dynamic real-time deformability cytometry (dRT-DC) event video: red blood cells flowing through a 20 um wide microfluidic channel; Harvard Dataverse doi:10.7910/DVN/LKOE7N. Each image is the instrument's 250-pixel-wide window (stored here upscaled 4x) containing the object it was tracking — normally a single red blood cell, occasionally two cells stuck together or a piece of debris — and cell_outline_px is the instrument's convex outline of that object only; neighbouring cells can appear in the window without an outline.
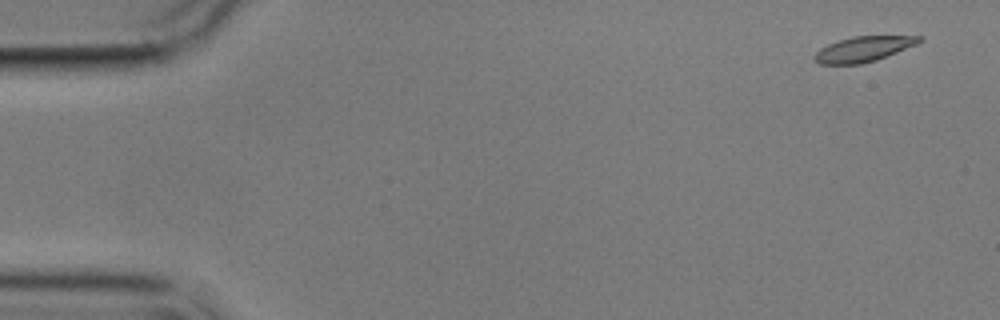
{"species": "common noctule bat (a hibernating species)", "species_latin": "Nyctalus noctula", "temperature_condition": "cold", "stored_images_in_passage": 5, "camera_frame_rate_fps": 3000, "um_per_image_px": 0.085, "animal": {"sex": "male", "body_mass_g": 17.9}, "frame": {"image": 1, "passage_image": 1, "time_ms": 0.0, "image_size_px": [1000, 320], "cell_outline_px": [[924, 40], [916, 44], [876, 60], [860, 64], [820, 64], [812, 60], [812, 56], [820, 48], [828, 44], [852, 36], [924, 36]], "centroid_in_image_um": [73.35, 4.17], "position_along_channel_um": 11.6, "area_um2": 15.37}}
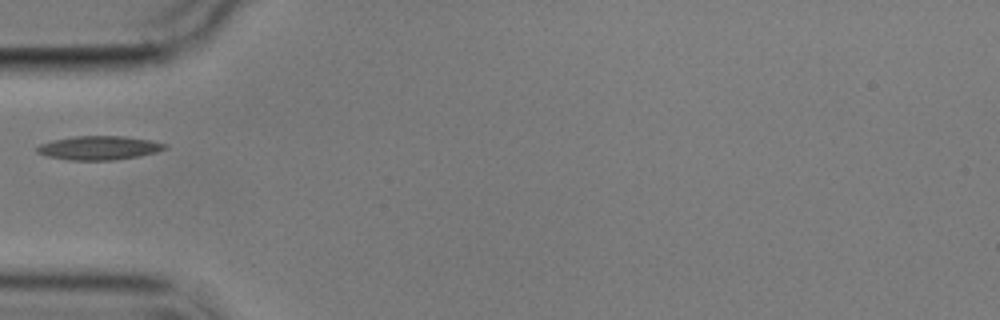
{"frame": {"image": 2, "passage_image": 5, "time_ms": 5.333, "image_size_px": [1000, 320], "cell_outline_px": [[168, 148], [156, 152], [140, 156], [112, 160], [68, 160], [48, 156], [36, 152], [36, 148], [40, 144], [52, 140], [76, 136], [124, 136], [152, 140], [168, 144]], "centroid_in_image_um": [8.45, 12.56], "position_along_channel_um": 76.5, "area_um2": 17.86}}